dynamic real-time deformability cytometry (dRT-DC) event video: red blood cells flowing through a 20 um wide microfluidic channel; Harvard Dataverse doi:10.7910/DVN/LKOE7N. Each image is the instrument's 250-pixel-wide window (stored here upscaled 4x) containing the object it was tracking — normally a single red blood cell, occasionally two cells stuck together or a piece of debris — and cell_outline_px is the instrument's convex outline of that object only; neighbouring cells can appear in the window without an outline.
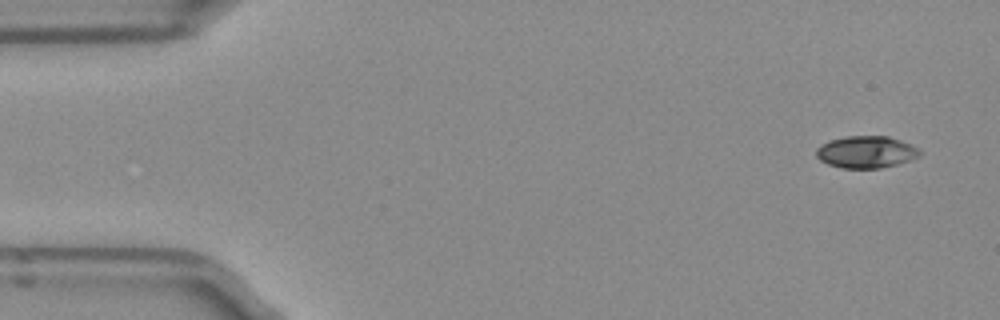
{"species": "Egyptian fruit bat (a non-hibernating species)", "species_latin": "Rousettus aegyptiacus", "temperature_condition": "room temperature", "stored_images_in_passage": 43, "camera_frame_rate_fps": 3000, "um_per_image_px": 0.085, "frame": {"image": 1, "passage_image": 2, "time_ms": 0.333, "image_size_px": [1000, 320], "cell_outline_px": [[920, 156], [896, 164], [880, 168], [844, 168], [828, 164], [820, 160], [816, 156], [816, 148], [820, 144], [828, 140], [844, 136], [888, 136], [900, 140], [916, 148], [920, 152]], "centroid_in_image_um": [73.55, 12.91], "position_along_channel_um": 11.4, "area_um2": 19.19}}
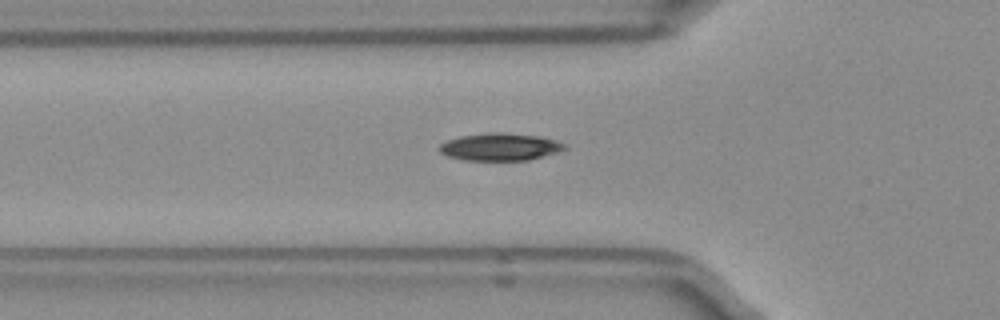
{"frame": {"image": 2, "passage_image": 16, "time_ms": 5.0, "image_size_px": [1000, 320], "cell_outline_px": [[568, 148], [560, 152], [528, 160], [464, 160], [448, 156], [440, 152], [436, 148], [440, 144], [448, 140], [460, 136], [488, 132], [500, 132], [536, 136], [556, 140], [568, 144]], "centroid_in_image_um": [42.52, 12.48], "position_along_channel_um": 83.3, "area_um2": 20.17}}
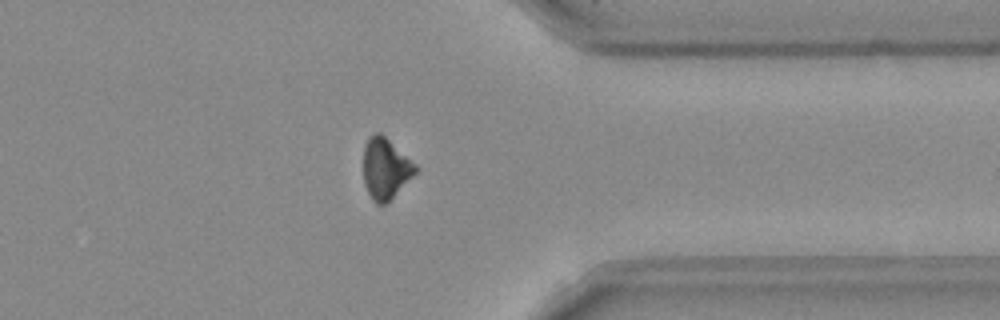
{"frame": {"image": 3, "passage_image": 39, "time_ms": 12.667, "image_size_px": [1000, 320], "cell_outline_px": [[416, 172], [384, 204], [376, 204], [372, 200], [364, 184], [364, 144], [368, 136], [376, 132], [380, 132], [416, 164]], "centroid_in_image_um": [32.73, 14.28], "position_along_channel_um": 378.7, "area_um2": 18.09}, "authors_computed_cell_mechanics": {"area_um2": 19.1896, "velocity_mm_per_s": 3.9647, "shape_relaxation_time_tau1_ms": 4.1219, "shape_relaxation_time_tau2_ms": null, "deformation_change_tau1": 0.1529, "deformation_change_tau2": null}}